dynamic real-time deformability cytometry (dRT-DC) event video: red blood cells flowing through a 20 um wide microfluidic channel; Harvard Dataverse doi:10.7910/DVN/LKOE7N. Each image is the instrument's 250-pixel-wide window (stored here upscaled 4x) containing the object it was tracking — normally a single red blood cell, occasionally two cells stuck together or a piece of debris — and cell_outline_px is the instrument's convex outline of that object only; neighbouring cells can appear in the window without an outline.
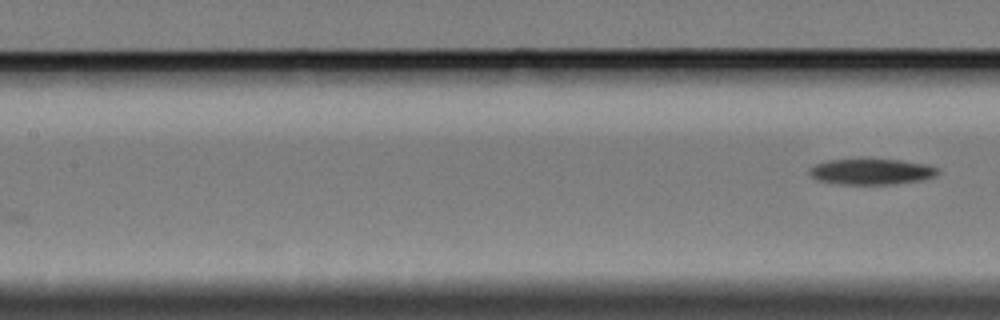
{"species": "Egyptian fruit bat (a non-hibernating species)", "species_latin": "Rousettus aegyptiacus", "temperature_condition": "cold", "stored_images_in_passage": 4, "camera_frame_rate_fps": 3000, "um_per_image_px": 0.085, "animal": {"sex": "female"}, "frame": {"image": 1, "passage_image": 4, "time_ms": 3.667, "image_size_px": [1000, 320], "cell_outline_px": [[940, 172], [936, 176], [920, 180], [888, 184], [840, 184], [820, 180], [812, 176], [808, 172], [808, 168], [816, 164], [828, 160], [860, 156], [864, 156], [900, 160], [924, 164], [940, 168]], "centroid_in_image_um": [74.05, 14.53], "position_along_channel_um": 133.3, "area_um2": 20.06}}